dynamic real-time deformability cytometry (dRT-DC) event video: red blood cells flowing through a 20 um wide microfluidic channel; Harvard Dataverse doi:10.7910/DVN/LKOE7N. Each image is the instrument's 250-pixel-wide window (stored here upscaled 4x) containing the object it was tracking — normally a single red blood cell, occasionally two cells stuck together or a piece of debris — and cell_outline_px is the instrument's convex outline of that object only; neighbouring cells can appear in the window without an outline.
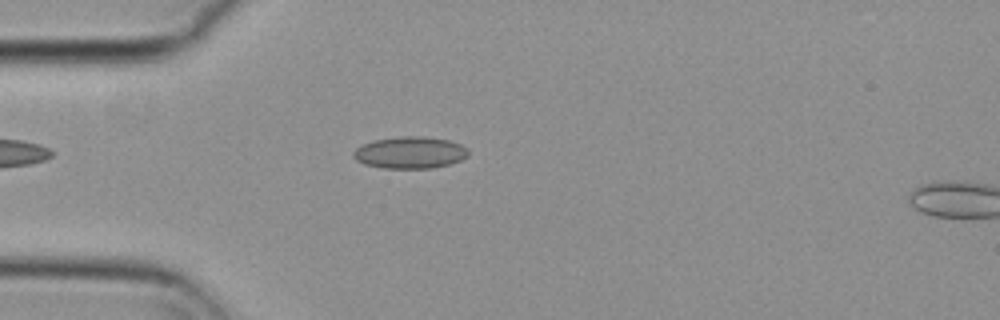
{"species": "common noctule bat (a hibernating species)", "species_latin": "Nyctalus noctula", "temperature_condition": "cold", "stored_images_in_passage": 3, "camera_frame_rate_fps": 3000, "um_per_image_px": 0.085, "animal": {"sex": "female", "body_mass_g": 29.2, "forearm_length_mm": 56.3}, "frame": {"image": 1, "passage_image": 1, "time_ms": 0.0, "image_size_px": [1000, 320], "cell_outline_px": [[468, 156], [460, 160], [448, 164], [432, 168], [384, 168], [364, 164], [356, 160], [352, 156], [352, 152], [356, 148], [372, 140], [400, 136], [424, 136], [448, 140], [460, 144], [468, 148]], "centroid_in_image_um": [34.83, 12.96], "position_along_channel_um": 50.2, "area_um2": 21.39}}